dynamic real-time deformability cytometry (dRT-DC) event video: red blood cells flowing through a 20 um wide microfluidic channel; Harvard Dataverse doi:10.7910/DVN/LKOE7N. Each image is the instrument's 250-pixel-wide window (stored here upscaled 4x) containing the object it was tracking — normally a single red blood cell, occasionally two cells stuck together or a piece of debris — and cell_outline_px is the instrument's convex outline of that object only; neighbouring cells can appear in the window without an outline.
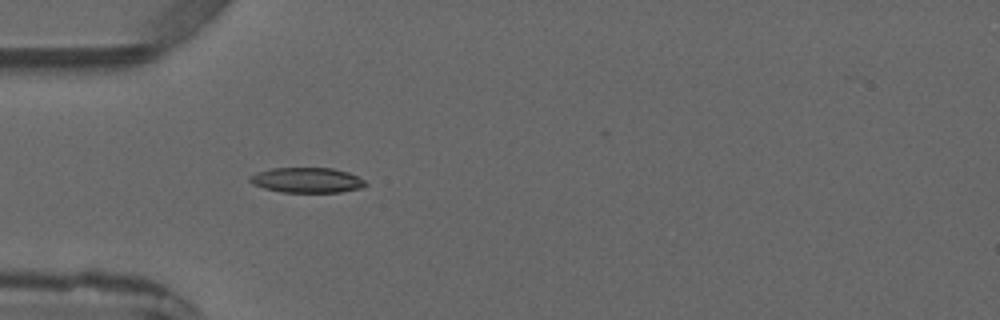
{"species": "common noctule bat (a hibernating species)", "species_latin": "Nyctalus noctula", "temperature_condition": "warm", "stored_images_in_passage": 3, "camera_frame_rate_fps": 3000, "um_per_image_px": 0.085, "animal": {"sex": "male", "forearm_length_mm": 52.5}, "frame": {"image": 1, "passage_image": 3, "time_ms": 2.333, "image_size_px": [1000, 320], "cell_outline_px": [[368, 184], [360, 188], [340, 192], [280, 192], [264, 188], [252, 184], [248, 180], [248, 176], [256, 172], [272, 168], [332, 168], [348, 172], [364, 180]], "centroid_in_image_um": [26.04, 15.31], "position_along_channel_um": 59.0, "area_um2": 16.99}}